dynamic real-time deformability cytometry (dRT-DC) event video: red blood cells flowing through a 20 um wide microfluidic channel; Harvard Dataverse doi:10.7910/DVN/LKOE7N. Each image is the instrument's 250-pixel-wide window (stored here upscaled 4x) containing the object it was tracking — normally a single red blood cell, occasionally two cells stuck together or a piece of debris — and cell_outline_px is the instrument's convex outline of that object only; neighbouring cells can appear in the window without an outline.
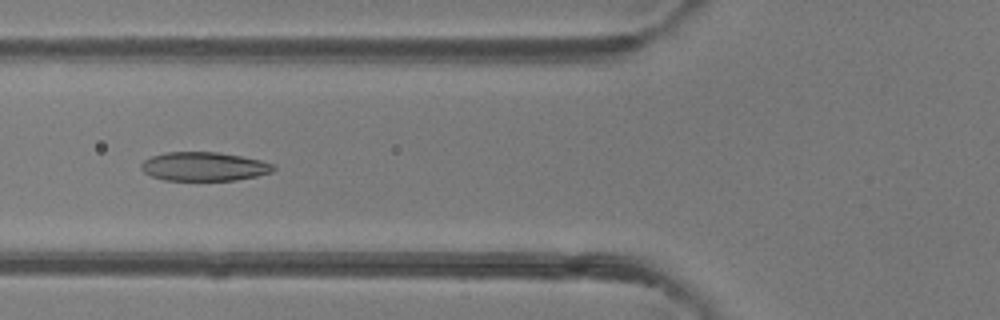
{"species": "common noctule bat (a hibernating species)", "species_latin": "Nyctalus noctula", "temperature_condition": "room temperature", "stored_images_in_passage": 49, "camera_frame_rate_fps": 3000, "um_per_image_px": 0.085, "animal": {"sex": "female"}, "frame": {"image": 1, "passage_image": 19, "time_ms": 6.0, "image_size_px": [1000, 320], "cell_outline_px": [[276, 168], [272, 172], [256, 176], [236, 180], [164, 180], [152, 176], [144, 172], [140, 168], [140, 164], [144, 160], [152, 156], [168, 152], [220, 152], [260, 160], [276, 164]], "centroid_in_image_um": [17.36, 14.15], "position_along_channel_um": 108.4, "area_um2": 22.25}}
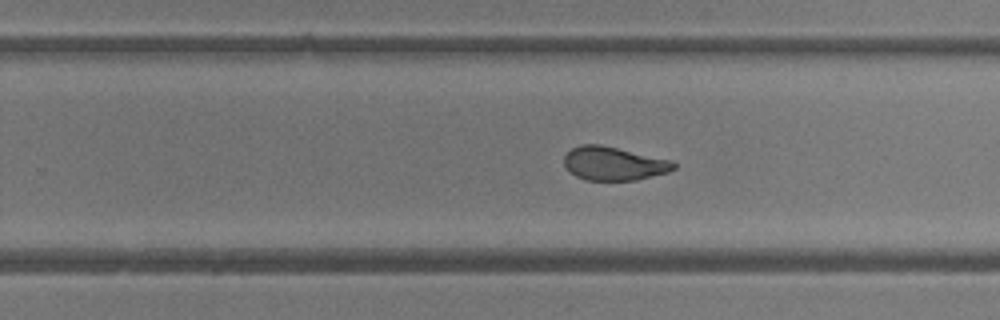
{"frame": {"image": 2, "passage_image": 31, "time_ms": 10.0, "image_size_px": [1000, 320], "cell_outline_px": [[676, 168], [668, 172], [636, 180], [584, 180], [568, 172], [564, 164], [564, 156], [572, 148], [580, 144], [600, 144], [672, 160], [676, 164]], "centroid_in_image_um": [52.15, 13.9], "position_along_channel_um": 277.6, "area_um2": 21.56}}
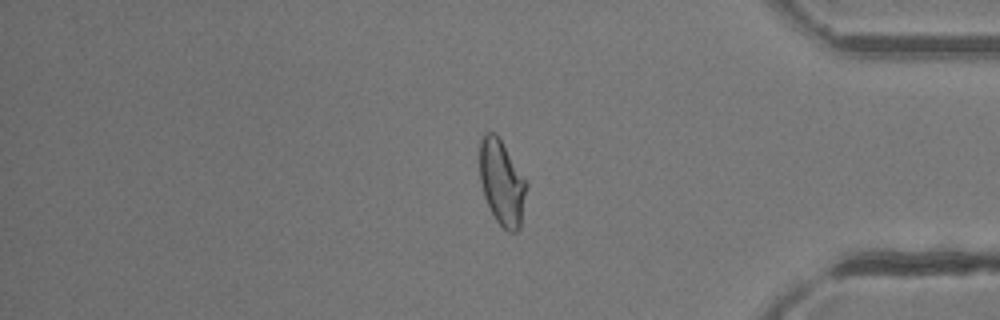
{"frame": {"image": 3, "passage_image": 41, "time_ms": 13.333, "image_size_px": [1000, 320], "cell_outline_px": [[528, 184], [520, 228], [516, 232], [508, 232], [496, 220], [484, 196], [480, 180], [480, 140], [484, 132], [496, 132]], "centroid_in_image_um": [42.66, 15.51], "position_along_channel_um": 392.5, "area_um2": 23.12}, "authors_computed_cell_mechanics": {"area_um2": 23.8136, "velocity_mm_per_s": 4.2313, "shape_relaxation_time_tau1_ms": null, "shape_relaxation_time_tau2_ms": 1.3937, "deformation_change_tau1": null, "deformation_change_tau2": 0.0745}}